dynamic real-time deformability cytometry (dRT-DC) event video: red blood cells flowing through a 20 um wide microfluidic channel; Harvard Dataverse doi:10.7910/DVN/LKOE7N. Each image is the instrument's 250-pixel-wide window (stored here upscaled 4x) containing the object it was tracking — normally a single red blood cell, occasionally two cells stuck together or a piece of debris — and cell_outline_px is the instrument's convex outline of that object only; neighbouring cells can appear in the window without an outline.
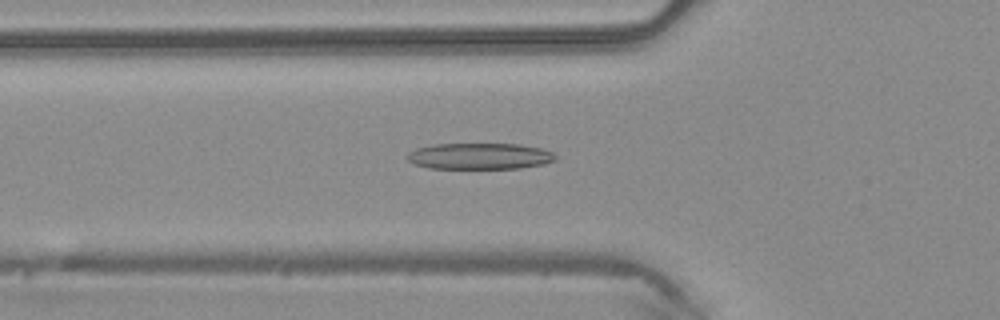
{"species": "common noctule bat (a hibernating species)", "species_latin": "Nyctalus noctula", "temperature_condition": "warm", "stored_images_in_passage": 39, "camera_frame_rate_fps": 3000, "um_per_image_px": 0.085, "animal": {"sex": "male", "body_mass_g": 20.4}, "frame": {"image": 1, "passage_image": 8, "time_ms": 2.333, "image_size_px": [1000, 320], "cell_outline_px": [[556, 160], [544, 164], [520, 168], [428, 168], [416, 164], [408, 160], [408, 152], [416, 148], [432, 144], [520, 144], [540, 148], [552, 152], [556, 156]], "centroid_in_image_um": [40.78, 13.27], "position_along_channel_um": 85.0, "area_um2": 22.6}}
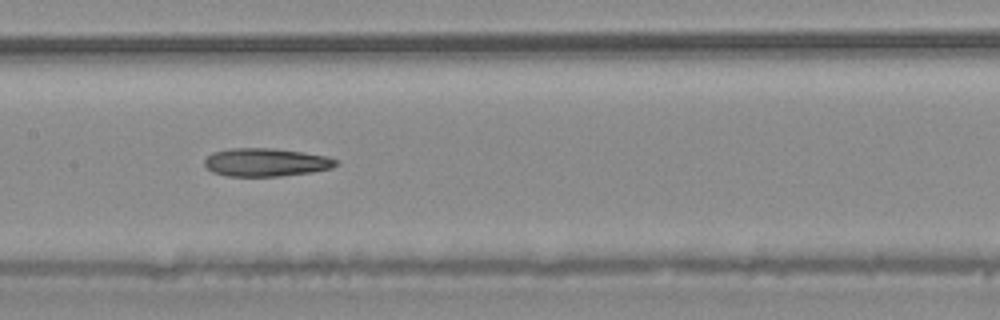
{"frame": {"image": 2, "passage_image": 15, "time_ms": 4.667, "image_size_px": [1000, 320], "cell_outline_px": [[340, 164], [332, 168], [312, 172], [280, 176], [228, 176], [212, 172], [204, 164], [204, 160], [212, 152], [232, 148], [272, 148], [304, 152], [328, 156], [336, 160]], "centroid_in_image_um": [22.63, 13.79], "position_along_channel_um": 184.8, "area_um2": 21.68}}
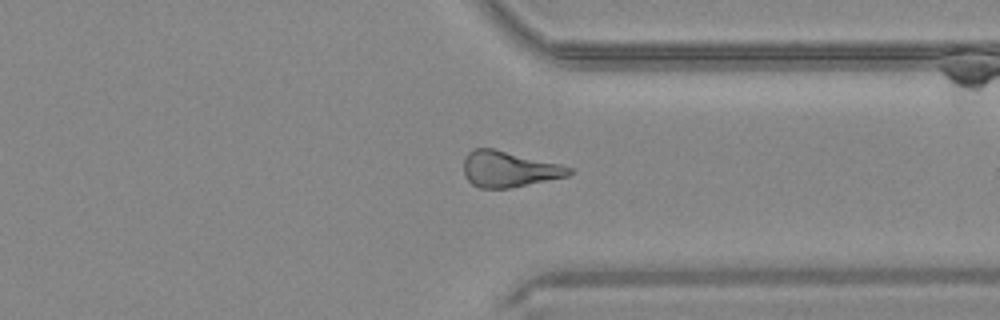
{"frame": {"image": 3, "passage_image": 28, "time_ms": 9.0, "image_size_px": [1000, 320], "cell_outline_px": [[572, 172], [568, 176], [508, 188], [480, 188], [472, 184], [464, 176], [464, 160], [468, 152], [476, 148], [492, 148], [560, 164], [572, 168]], "centroid_in_image_um": [43.23, 14.37], "position_along_channel_um": 368.2, "area_um2": 21.79}}